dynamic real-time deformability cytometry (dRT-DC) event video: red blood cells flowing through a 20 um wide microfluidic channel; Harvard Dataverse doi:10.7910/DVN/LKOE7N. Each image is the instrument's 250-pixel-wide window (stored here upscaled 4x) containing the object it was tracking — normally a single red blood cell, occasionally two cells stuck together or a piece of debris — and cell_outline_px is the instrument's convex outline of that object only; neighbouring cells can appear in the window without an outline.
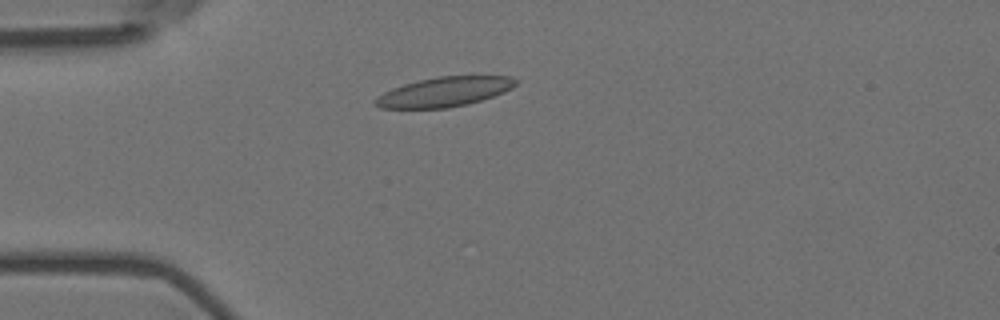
{"species": "Egyptian fruit bat (a non-hibernating species)", "species_latin": "Rousettus aegyptiacus", "temperature_condition": "room temperature", "stored_images_in_passage": 7, "camera_frame_rate_fps": 3000, "um_per_image_px": 0.085, "animal": {"sex": "female"}, "frame": {"image": 1, "passage_image": 3, "time_ms": 0.667, "image_size_px": [1000, 320], "cell_outline_px": [[520, 80], [512, 88], [504, 92], [468, 104], [448, 108], [380, 108], [376, 104], [376, 100], [384, 92], [392, 88], [404, 84], [436, 76], [512, 76]], "centroid_in_image_um": [37.83, 7.79], "position_along_channel_um": 47.2, "area_um2": 24.04}}
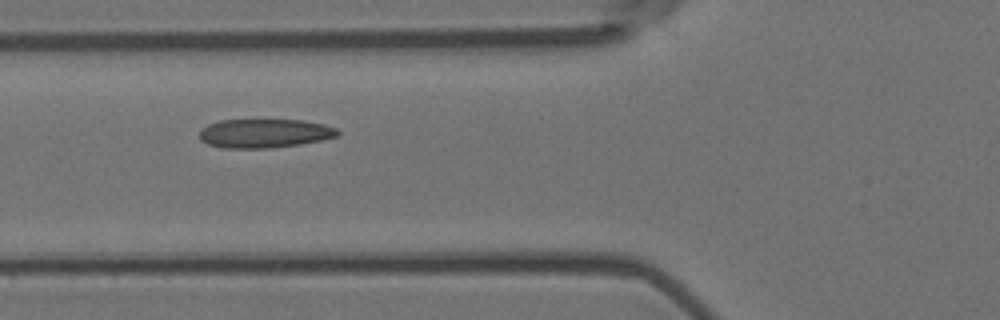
{"frame": {"image": 2, "passage_image": 5, "time_ms": 1.333, "image_size_px": [1000, 320], "cell_outline_px": [[340, 132], [336, 136], [320, 140], [300, 144], [268, 148], [220, 148], [208, 144], [200, 140], [200, 128], [208, 124], [220, 120], [300, 120], [324, 124], [336, 128]], "centroid_in_image_um": [22.43, 11.33], "position_along_channel_um": 103.4, "area_um2": 23.24}}
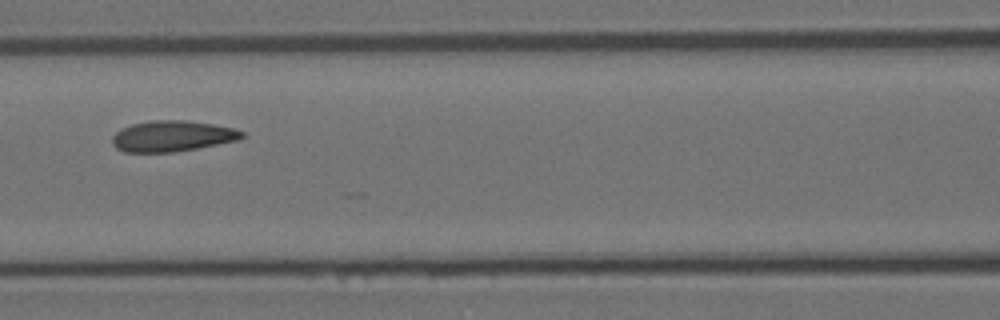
{"frame": {"image": 3, "passage_image": 6, "time_ms": 1.667, "image_size_px": [1000, 320], "cell_outline_px": [[244, 136], [240, 140], [196, 148], [172, 152], [124, 152], [116, 148], [112, 144], [112, 136], [120, 128], [132, 124], [152, 120], [184, 120], [212, 124], [232, 128], [244, 132]], "centroid_in_image_um": [14.61, 11.57], "position_along_channel_um": 152.0, "area_um2": 23.29}}